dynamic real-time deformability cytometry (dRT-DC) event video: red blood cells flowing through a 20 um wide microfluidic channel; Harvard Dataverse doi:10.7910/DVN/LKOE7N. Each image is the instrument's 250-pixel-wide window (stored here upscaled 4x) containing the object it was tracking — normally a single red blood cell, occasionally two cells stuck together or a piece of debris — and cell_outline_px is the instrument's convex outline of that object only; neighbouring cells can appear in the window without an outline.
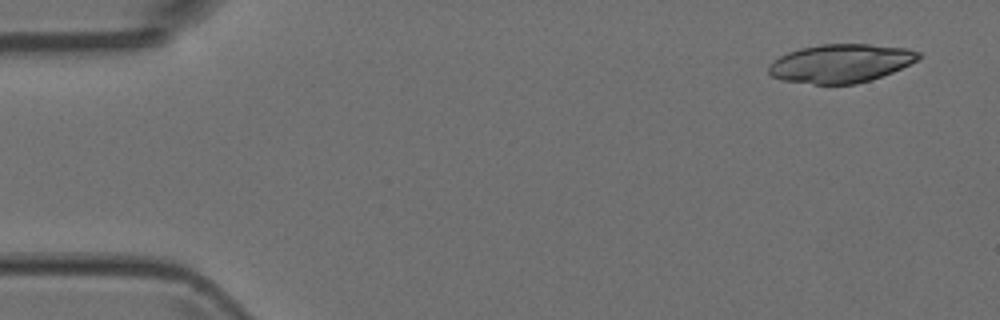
{"species": "Egyptian fruit bat (a non-hibernating species)", "species_latin": "Rousettus aegyptiacus", "temperature_condition": "room temperature", "stored_images_in_passage": 10, "camera_frame_rate_fps": 3000, "um_per_image_px": 0.085, "animal": {"sex": "female"}, "frame": {"image": 1, "passage_image": 1, "time_ms": 0.0, "image_size_px": [1000, 320], "cell_outline_px": [[920, 56], [916, 60], [892, 72], [856, 84], [812, 84], [784, 80], [772, 76], [768, 72], [768, 64], [780, 56], [788, 52], [800, 48], [820, 44], [868, 44], [908, 48], [920, 52]], "centroid_in_image_um": [71.43, 5.38], "position_along_channel_um": 13.6, "area_um2": 33.41}}
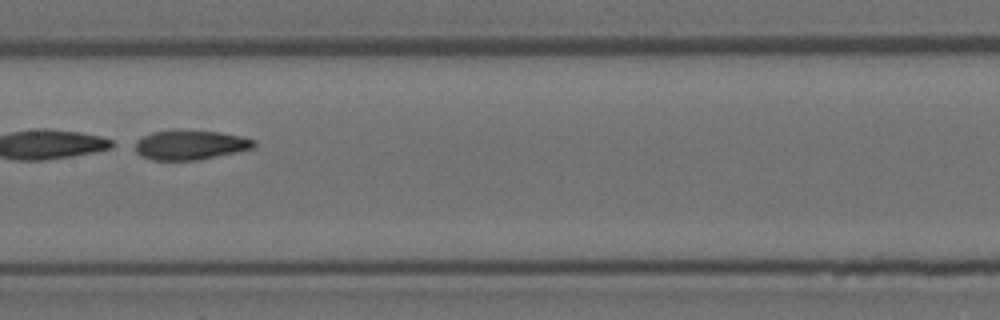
{"frame": {"image": 2, "passage_image": 7, "time_ms": 2.0, "image_size_px": [1000, 320], "cell_outline_px": [[256, 144], [252, 148], [236, 152], [200, 160], [152, 160], [140, 156], [128, 144], [152, 132], [172, 128], [180, 128], [220, 132], [240, 136], [256, 140]], "centroid_in_image_um": [16.07, 12.29], "position_along_channel_um": 191.3, "area_um2": 21.33}}
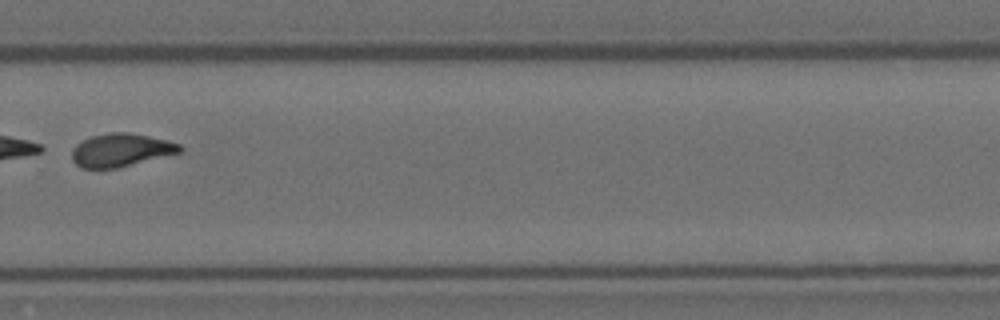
{"frame": {"image": 3, "passage_image": 10, "time_ms": 3.0, "image_size_px": [1000, 320], "cell_outline_px": [[184, 148], [180, 152], [116, 168], [80, 168], [72, 160], [72, 148], [76, 144], [92, 136], [108, 132], [128, 132], [148, 136], [180, 144]], "centroid_in_image_um": [10.24, 12.75], "position_along_channel_um": 319.6, "area_um2": 20.58}}